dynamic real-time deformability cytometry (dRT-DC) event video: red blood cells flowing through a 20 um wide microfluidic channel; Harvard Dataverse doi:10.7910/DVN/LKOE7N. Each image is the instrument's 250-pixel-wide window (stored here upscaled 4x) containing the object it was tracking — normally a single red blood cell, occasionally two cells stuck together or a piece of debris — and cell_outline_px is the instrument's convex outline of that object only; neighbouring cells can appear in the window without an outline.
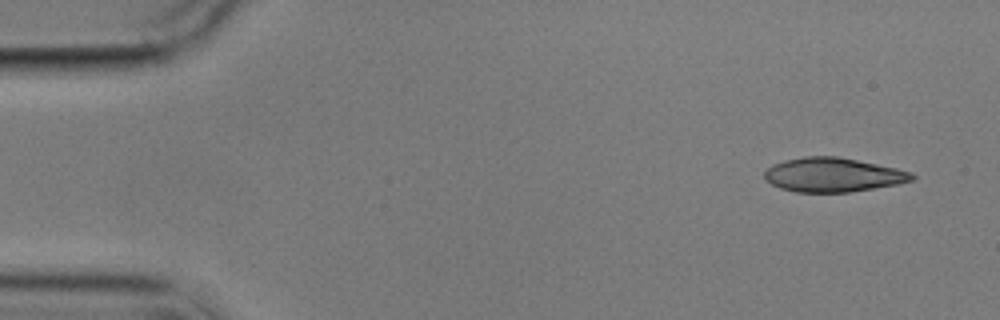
{"species": "common noctule bat (a hibernating species)", "species_latin": "Nyctalus noctula", "temperature_condition": "cold", "stored_images_in_passage": 4, "camera_frame_rate_fps": 3000, "um_per_image_px": 0.085, "animal": {"sex": "male", "body_mass_g": 17.9}, "frame": {"image": 1, "passage_image": 1, "time_ms": 0.0, "image_size_px": [1000, 320], "cell_outline_px": [[916, 180], [896, 184], [848, 192], [796, 192], [780, 188], [772, 184], [764, 176], [764, 172], [772, 164], [784, 160], [804, 156], [836, 156], [896, 168], [912, 172], [916, 176]], "centroid_in_image_um": [70.8, 14.86], "position_along_channel_um": 14.2, "area_um2": 29.19}}
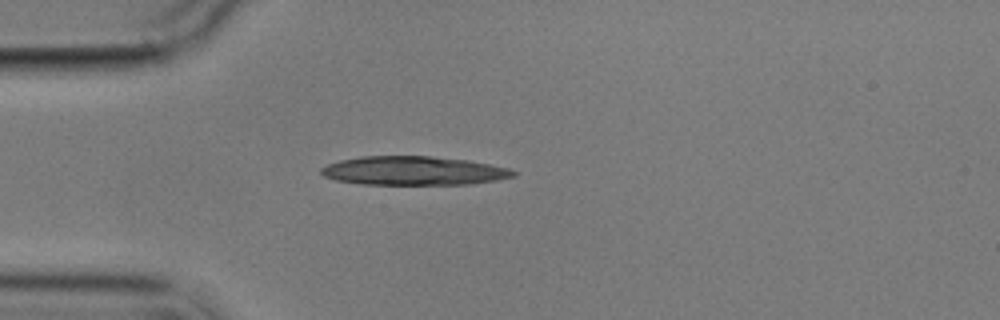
{"frame": {"image": 2, "passage_image": 4, "time_ms": 3.667, "image_size_px": [1000, 320], "cell_outline_px": [[516, 176], [496, 180], [472, 184], [360, 184], [336, 180], [324, 176], [320, 172], [320, 168], [328, 164], [340, 160], [360, 156], [432, 156], [468, 160], [508, 168], [516, 172]], "centroid_in_image_um": [35.14, 14.51], "position_along_channel_um": 49.9, "area_um2": 32.25}}